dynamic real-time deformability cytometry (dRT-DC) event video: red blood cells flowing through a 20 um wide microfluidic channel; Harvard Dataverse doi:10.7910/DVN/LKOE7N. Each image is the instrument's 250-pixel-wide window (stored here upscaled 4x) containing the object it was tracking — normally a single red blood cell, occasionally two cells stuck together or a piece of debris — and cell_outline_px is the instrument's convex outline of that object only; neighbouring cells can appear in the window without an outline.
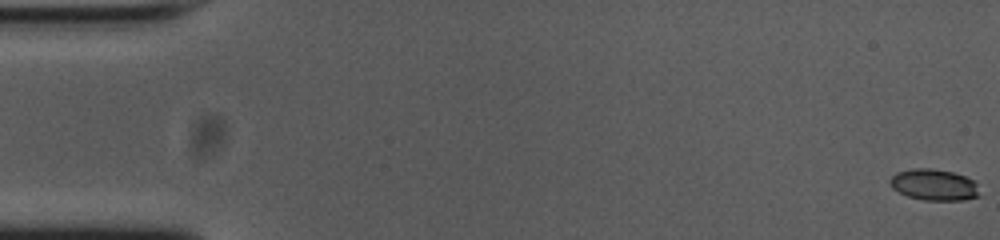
{"species": "common noctule bat (a hibernating species)", "species_latin": "Nyctalus noctula", "temperature_condition": "cold", "stored_images_in_passage": 55, "camera_frame_rate_fps": 3000, "um_per_image_px": 0.085, "animal": {"sex": "female", "body_mass_g": 23.0, "forearm_length_mm": 53.4}, "frame": {"image": 1, "passage_image": 1, "time_ms": 0.0, "image_size_px": [1000, 240], "cell_outline_px": [[980, 196], [960, 200], [924, 200], [908, 196], [892, 188], [888, 184], [888, 180], [896, 172], [916, 168], [928, 168], [952, 172], [964, 176], [972, 180], [976, 184]], "centroid_in_image_um": [79.35, 15.7], "position_along_channel_um": 5.7, "area_um2": 16.18}}
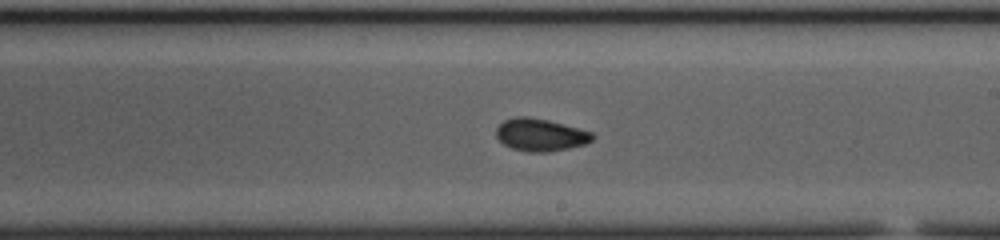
{"frame": {"image": 2, "passage_image": 32, "time_ms": 10.333, "image_size_px": [1000, 240], "cell_outline_px": [[596, 136], [592, 140], [584, 144], [568, 148], [548, 152], [528, 152], [512, 148], [504, 144], [496, 136], [496, 128], [504, 120], [516, 116], [528, 116], [548, 120], [592, 132]], "centroid_in_image_um": [45.93, 11.45], "position_along_channel_um": 243.1, "area_um2": 18.15}}
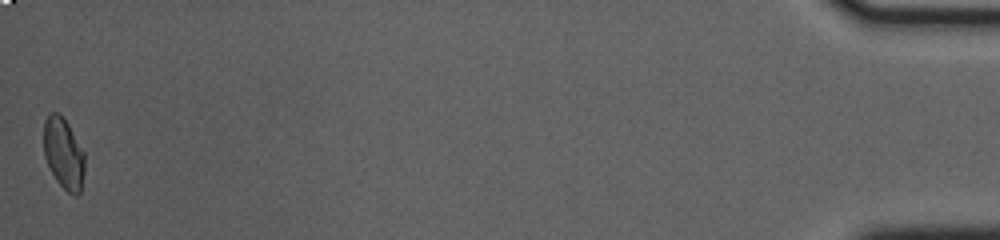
{"frame": {"image": 3, "passage_image": 55, "time_ms": 18.0, "image_size_px": [1000, 240], "cell_outline_px": [[84, 172], [80, 192], [76, 196], [68, 192], [56, 180], [44, 156], [44, 120], [52, 112], [56, 112], [68, 124], [84, 152]], "centroid_in_image_um": [5.41, 13.06], "position_along_channel_um": 429.8, "area_um2": 16.65}, "authors_computed_cell_mechanics": {"area_um2": 17.4556, "velocity_mm_per_s": 3.7357, "shape_relaxation_time_tau1_ms": 7.4012, "shape_relaxation_time_tau2_ms": 2.3288, "deformation_change_tau1": 0.1547, "deformation_change_tau2": 0.0563}}